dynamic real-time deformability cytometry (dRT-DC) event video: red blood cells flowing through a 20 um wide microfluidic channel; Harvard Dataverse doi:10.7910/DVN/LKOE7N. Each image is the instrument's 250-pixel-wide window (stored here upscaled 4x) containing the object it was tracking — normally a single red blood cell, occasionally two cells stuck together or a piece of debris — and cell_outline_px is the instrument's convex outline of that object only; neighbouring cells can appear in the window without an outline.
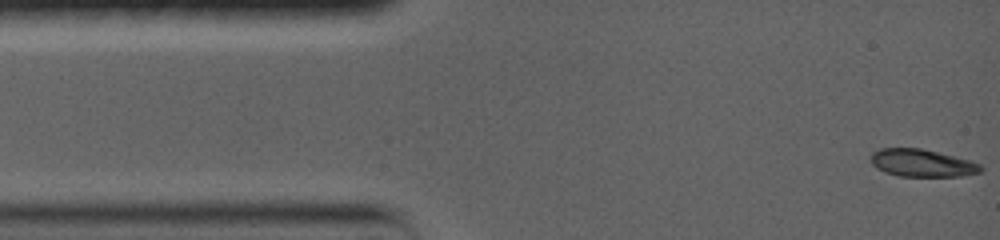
{"species": "common noctule bat (a hibernating species)", "species_latin": "Nyctalus noctula", "temperature_condition": "warm", "stored_images_in_passage": 40, "camera_frame_rate_fps": 5000, "um_per_image_px": 0.085, "animal": {"sex": "female", "body_mass_g": 19.0, "forearm_length_mm": 56.7}, "frame": {"image": 1, "passage_image": 1, "time_ms": 0.0, "image_size_px": [1000, 240], "cell_outline_px": [[984, 168], [980, 172], [960, 176], [900, 176], [884, 172], [876, 168], [872, 164], [872, 152], [880, 148], [920, 148], [968, 160], [980, 164]], "centroid_in_image_um": [78.35, 13.86], "position_along_channel_um": 6.7, "area_um2": 17.4}}
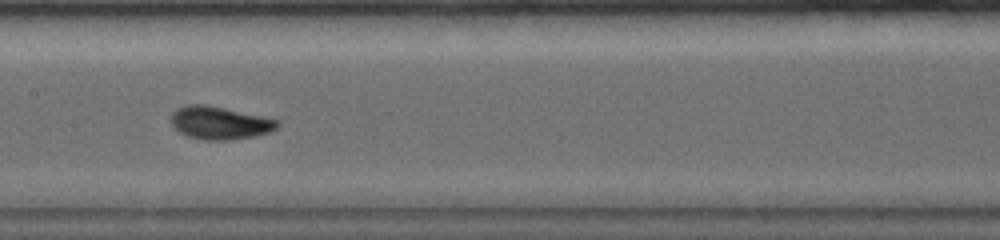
{"frame": {"image": 2, "passage_image": 18, "time_ms": 7.2, "image_size_px": [1000, 240], "cell_outline_px": [[280, 124], [276, 128], [268, 132], [252, 136], [228, 140], [200, 140], [188, 136], [180, 132], [172, 124], [172, 112], [176, 108], [188, 104], [204, 104], [224, 108], [280, 120]], "centroid_in_image_um": [18.66, 10.44], "position_along_channel_um": 188.7, "area_um2": 20.17}}
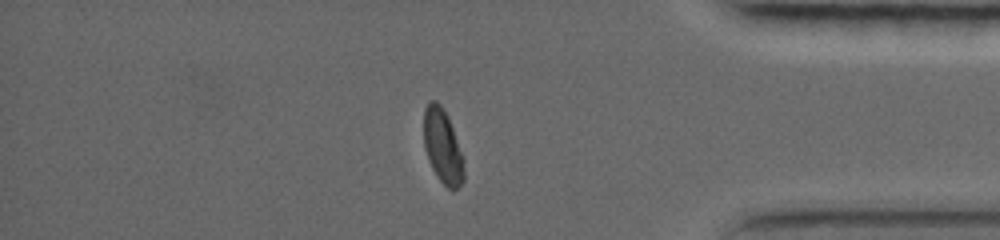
{"frame": {"image": 3, "passage_image": 34, "time_ms": 13.6, "image_size_px": [1000, 240], "cell_outline_px": [[464, 180], [452, 192], [436, 176], [428, 160], [424, 148], [424, 108], [428, 100], [436, 100], [440, 104], [448, 116], [464, 160]], "centroid_in_image_um": [37.61, 12.43], "position_along_channel_um": 397.6, "area_um2": 17.51}, "authors_computed_cell_mechanics": {"area_um2": 19.0162, "velocity_mm_per_s": 3.6079, "shape_relaxation_time_tau1_ms": 4.4323, "shape_relaxation_time_tau2_ms": null, "deformation_change_tau1": 0.211, "deformation_change_tau2": null}}